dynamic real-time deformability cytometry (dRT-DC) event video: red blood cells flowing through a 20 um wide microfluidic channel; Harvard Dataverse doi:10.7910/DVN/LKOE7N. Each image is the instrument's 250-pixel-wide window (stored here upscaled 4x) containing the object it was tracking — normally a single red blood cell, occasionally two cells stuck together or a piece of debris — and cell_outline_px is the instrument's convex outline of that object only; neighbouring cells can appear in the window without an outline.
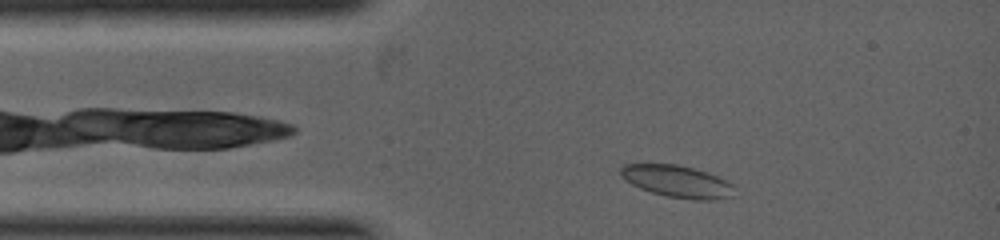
{"species": "common noctule bat (a hibernating species)", "species_latin": "Nyctalus noctula", "temperature_condition": "warm", "stored_images_in_passage": 50, "camera_frame_rate_fps": 5000, "um_per_image_px": 0.085, "animal": {"sex": "female", "body_mass_g": 19.0, "forearm_length_mm": 53.3}, "frame": {"image": 1, "passage_image": 4, "time_ms": 0.4, "image_size_px": [1000, 240], "cell_outline_px": [[732, 196], [716, 200], [696, 200], [668, 196], [652, 192], [640, 188], [624, 180], [620, 176], [620, 168], [624, 164], [676, 164], [708, 172], [728, 180], [732, 184]], "centroid_in_image_um": [57.55, 15.41], "position_along_channel_um": 27.4, "area_um2": 21.21}}
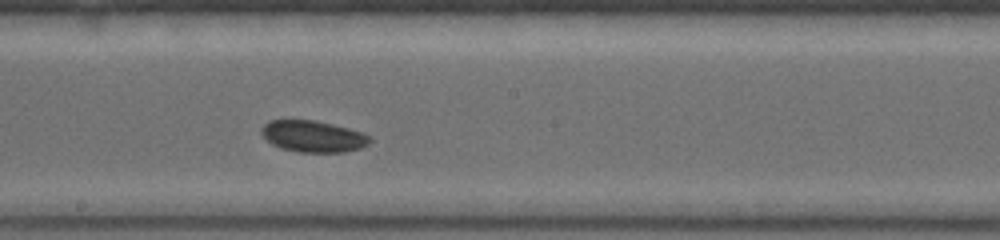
{"frame": {"image": 2, "passage_image": 25, "time_ms": 3.4, "image_size_px": [1000, 240], "cell_outline_px": [[372, 140], [368, 144], [360, 148], [344, 152], [300, 152], [280, 148], [272, 144], [260, 132], [260, 128], [268, 120], [316, 120], [348, 128], [360, 132], [368, 136]], "centroid_in_image_um": [26.58, 11.58], "position_along_channel_um": 221.6, "area_um2": 19.83}}
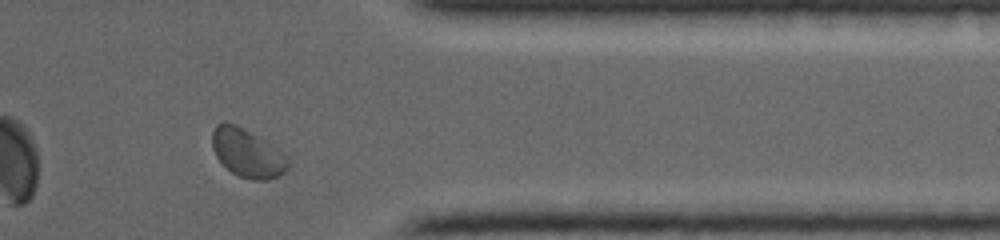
{"frame": {"image": 3, "passage_image": 45, "time_ms": 5.8, "image_size_px": [1000, 240], "cell_outline_px": [[288, 168], [280, 176], [268, 180], [252, 180], [236, 176], [216, 156], [212, 148], [212, 132], [216, 124], [224, 120], [236, 124], [280, 148], [288, 156]], "centroid_in_image_um": [21.04, 13.0], "position_along_channel_um": 390.4, "area_um2": 21.79}}